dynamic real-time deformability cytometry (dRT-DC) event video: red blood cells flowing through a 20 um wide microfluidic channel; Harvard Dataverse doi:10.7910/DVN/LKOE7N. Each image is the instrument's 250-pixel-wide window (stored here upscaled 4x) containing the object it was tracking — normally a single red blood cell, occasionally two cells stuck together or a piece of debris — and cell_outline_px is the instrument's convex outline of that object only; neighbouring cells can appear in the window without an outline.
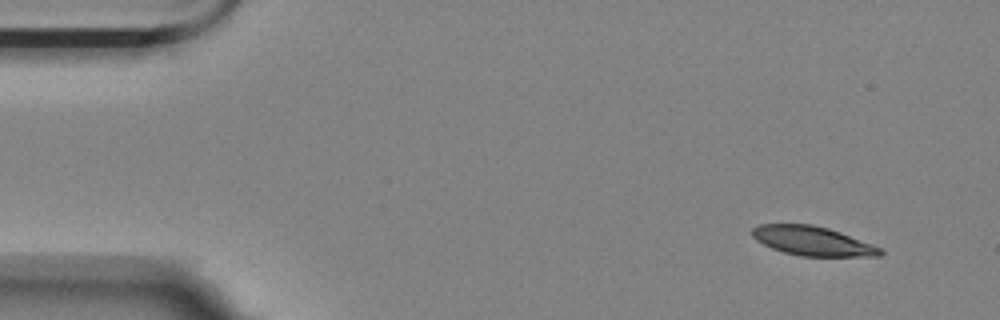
{"species": "Egyptian fruit bat (a non-hibernating species)", "species_latin": "Rousettus aegyptiacus", "temperature_condition": "room temperature", "stored_images_in_passage": 4, "camera_frame_rate_fps": 3000, "um_per_image_px": 0.085, "animal": {"sex": "female"}, "frame": {"image": 1, "passage_image": 1, "time_ms": 0.0, "image_size_px": [1000, 320], "cell_outline_px": [[884, 252], [880, 256], [800, 256], [784, 252], [772, 248], [756, 240], [752, 236], [752, 228], [760, 224], [812, 224], [828, 228], [840, 232], [872, 244], [880, 248]], "centroid_in_image_um": [69.05, 20.48], "position_along_channel_um": 15.9, "area_um2": 21.68}}
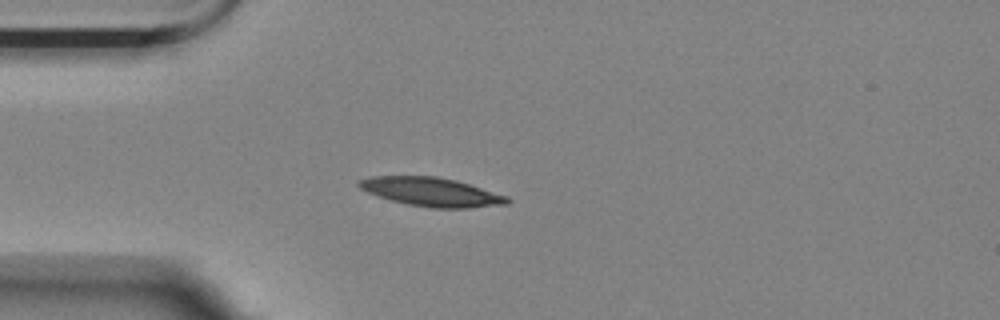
{"frame": {"image": 2, "passage_image": 4, "time_ms": 1.0, "image_size_px": [1000, 320], "cell_outline_px": [[512, 200], [508, 204], [468, 208], [432, 208], [408, 204], [392, 200], [368, 192], [360, 188], [356, 184], [360, 180], [372, 176], [436, 176], [456, 180], [508, 196]], "centroid_in_image_um": [36.71, 16.31], "position_along_channel_um": 48.3, "area_um2": 24.74}}